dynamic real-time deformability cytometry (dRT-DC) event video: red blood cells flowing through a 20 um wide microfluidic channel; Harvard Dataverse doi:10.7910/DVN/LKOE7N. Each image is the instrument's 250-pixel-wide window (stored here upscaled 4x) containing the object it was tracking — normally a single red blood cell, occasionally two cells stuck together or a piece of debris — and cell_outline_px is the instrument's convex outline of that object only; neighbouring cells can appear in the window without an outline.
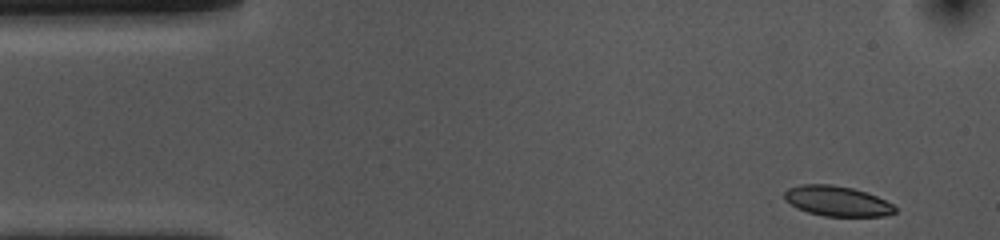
{"species": "common noctule bat (a hibernating species)", "species_latin": "Nyctalus noctula", "temperature_condition": "cold", "stored_images_in_passage": 50, "camera_frame_rate_fps": 3000, "um_per_image_px": 0.085, "animal": {"sex": "female", "body_mass_g": 10.0, "forearm_length_mm": 53.1}, "frame": {"image": 1, "passage_image": 1, "time_ms": 0.0, "image_size_px": [1000, 240], "cell_outline_px": [[896, 212], [884, 216], [824, 216], [808, 212], [796, 208], [784, 200], [784, 192], [788, 188], [800, 184], [832, 184], [852, 188], [876, 196], [892, 204], [896, 208]], "centroid_in_image_um": [71.11, 17.09], "position_along_channel_um": 13.9, "area_um2": 19.42}}
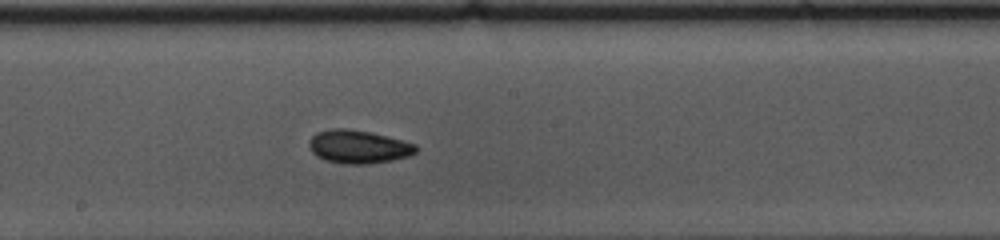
{"frame": {"image": 2, "passage_image": 25, "time_ms": 8.0, "image_size_px": [1000, 240], "cell_outline_px": [[416, 152], [408, 156], [392, 160], [368, 164], [344, 164], [324, 160], [316, 156], [312, 152], [308, 144], [312, 136], [316, 132], [332, 128], [348, 128], [372, 132], [416, 144]], "centroid_in_image_um": [30.43, 12.47], "position_along_channel_um": 217.8, "area_um2": 20.81}}
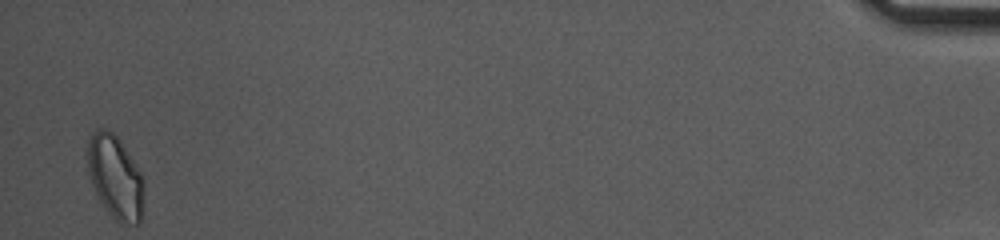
{"frame": {"image": 3, "passage_image": 50, "time_ms": 16.333, "image_size_px": [1000, 240], "cell_outline_px": [[144, 188], [140, 224], [120, 224], [104, 208], [92, 184], [88, 172], [88, 140], [92, 132], [100, 128], [104, 128], [112, 132], [120, 140], [140, 172], [144, 184]], "centroid_in_image_um": [9.8, 15.07], "position_along_channel_um": 425.4, "area_um2": 27.22}, "authors_computed_cell_mechanics": {"area_um2": 20.2878, "velocity_mm_per_s": 3.627, "shape_relaxation_time_tau1_ms": 3.8633, "shape_relaxation_time_tau2_ms": 5.8106, "deformation_change_tau1": 0.0846, "deformation_change_tau2": 0.0899}}